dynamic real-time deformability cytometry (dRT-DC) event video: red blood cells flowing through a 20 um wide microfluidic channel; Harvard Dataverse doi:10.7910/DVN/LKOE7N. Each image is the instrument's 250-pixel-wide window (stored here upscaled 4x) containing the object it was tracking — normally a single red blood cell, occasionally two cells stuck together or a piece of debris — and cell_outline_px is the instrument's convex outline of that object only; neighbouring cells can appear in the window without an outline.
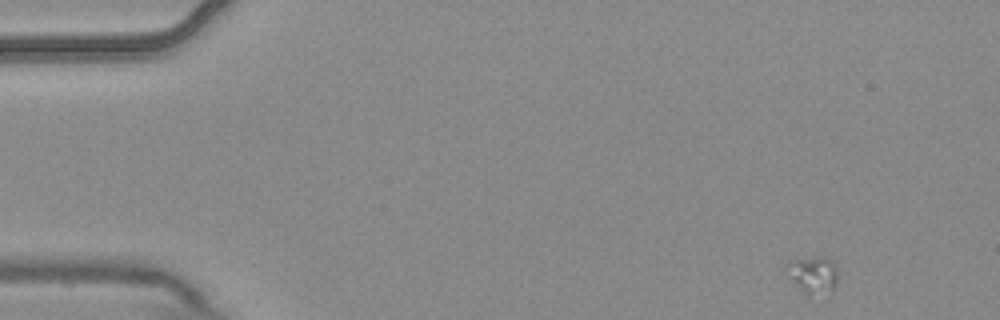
{"species": "common noctule bat (a hibernating species)", "species_latin": "Nyctalus noctula", "temperature_condition": "warm", "stored_images_in_passage": 3, "camera_frame_rate_fps": 3000, "um_per_image_px": 0.085, "animal": {"sex": "male", "body_mass_g": 20.4}, "frame": {"image": 1, "passage_image": 1, "time_ms": 0.0, "image_size_px": [1000, 320], "cell_outline_px": [[836, 288], [832, 292], [808, 296], [792, 280], [784, 268], [788, 264], [796, 260], [820, 256], [828, 256], [832, 260], [836, 268]], "centroid_in_image_um": [69.16, 23.36], "position_along_channel_um": 15.8, "area_um2": 11.04}}